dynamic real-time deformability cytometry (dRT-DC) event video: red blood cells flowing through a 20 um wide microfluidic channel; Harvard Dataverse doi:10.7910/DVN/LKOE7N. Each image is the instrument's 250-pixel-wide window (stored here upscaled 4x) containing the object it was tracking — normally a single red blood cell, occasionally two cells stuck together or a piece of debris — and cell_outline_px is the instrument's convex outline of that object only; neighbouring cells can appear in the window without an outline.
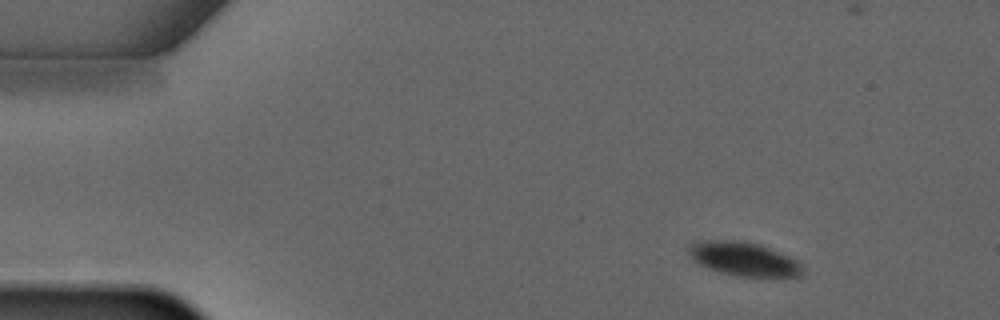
{"species": "common noctule bat (a hibernating species)", "species_latin": "Nyctalus noctula", "temperature_condition": "warm", "stored_images_in_passage": 4, "camera_frame_rate_fps": 3000, "um_per_image_px": 0.085, "animal": {"sex": "male", "forearm_length_mm": 52.5}, "frame": {"image": 1, "passage_image": 2, "time_ms": 1.0, "image_size_px": [1000, 320], "cell_outline_px": [[804, 268], [800, 276], [736, 276], [700, 264], [688, 252], [688, 244], [692, 240], [744, 240], [760, 244], [788, 256], [796, 260]], "centroid_in_image_um": [63.2, 21.97], "position_along_channel_um": 21.8, "area_um2": 22.2}}